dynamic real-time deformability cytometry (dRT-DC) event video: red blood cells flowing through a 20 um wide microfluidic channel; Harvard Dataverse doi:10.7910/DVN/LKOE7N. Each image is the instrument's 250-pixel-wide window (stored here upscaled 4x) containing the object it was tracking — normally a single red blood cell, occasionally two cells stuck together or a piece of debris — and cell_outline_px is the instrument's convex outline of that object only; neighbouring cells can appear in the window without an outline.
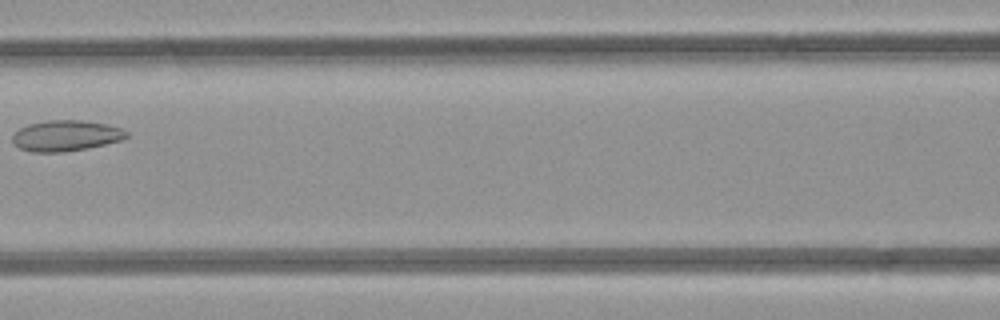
{"species": "common noctule bat (a hibernating species)", "species_latin": "Nyctalus noctula", "temperature_condition": "room temperature", "stored_images_in_passage": 4, "camera_frame_rate_fps": 3000, "um_per_image_px": 0.085, "animal": {"sex": "female", "body_mass_g": 21.9}, "frame": {"image": 1, "passage_image": 4, "time_ms": 4.333, "image_size_px": [1000, 320], "cell_outline_px": [[128, 136], [120, 140], [88, 148], [64, 152], [32, 152], [20, 148], [12, 140], [12, 136], [20, 128], [28, 124], [48, 120], [80, 120], [108, 124], [124, 128], [128, 132]], "centroid_in_image_um": [5.63, 11.53], "position_along_channel_um": 161.0, "area_um2": 20.46}}